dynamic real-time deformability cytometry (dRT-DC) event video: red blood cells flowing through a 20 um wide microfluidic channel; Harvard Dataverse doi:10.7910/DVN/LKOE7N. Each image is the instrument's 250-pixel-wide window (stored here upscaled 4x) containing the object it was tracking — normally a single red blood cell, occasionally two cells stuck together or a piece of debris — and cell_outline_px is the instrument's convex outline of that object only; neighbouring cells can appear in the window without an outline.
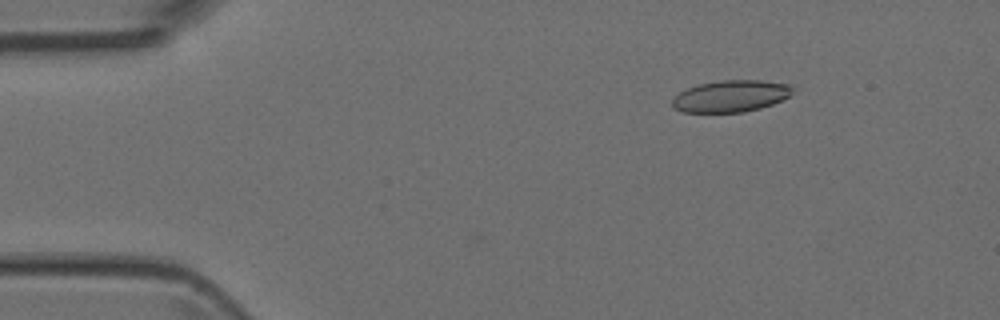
{"species": "Egyptian fruit bat (a non-hibernating species)", "species_latin": "Rousettus aegyptiacus", "temperature_condition": "room temperature", "stored_images_in_passage": 47, "camera_frame_rate_fps": 3000, "um_per_image_px": 0.085, "animal": {"sex": "female"}, "frame": {"image": 1, "passage_image": 3, "time_ms": 0.667, "image_size_px": [1000, 320], "cell_outline_px": [[792, 92], [788, 96], [772, 104], [760, 108], [744, 112], [684, 112], [672, 108], [672, 100], [680, 92], [688, 88], [700, 84], [720, 80], [760, 80], [788, 84], [792, 88]], "centroid_in_image_um": [62.09, 8.17], "position_along_channel_um": 22.9, "area_um2": 22.02}}
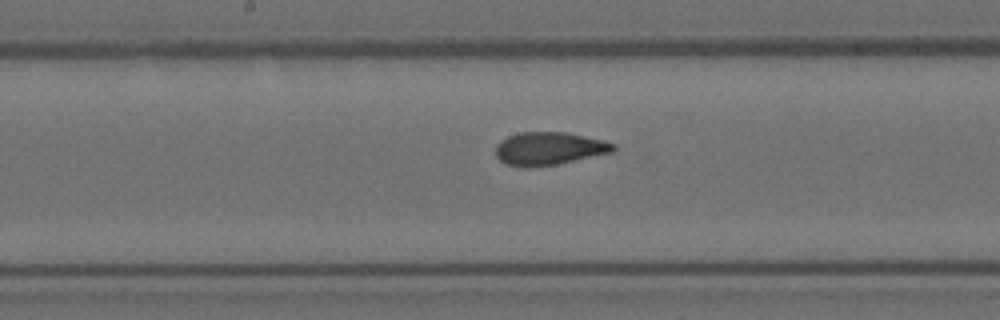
{"frame": {"image": 2, "passage_image": 22, "time_ms": 7.0, "image_size_px": [1000, 320], "cell_outline_px": [[616, 148], [612, 152], [556, 164], [528, 168], [524, 168], [504, 164], [496, 156], [496, 144], [500, 140], [508, 136], [520, 132], [568, 132], [604, 140], [616, 144]], "centroid_in_image_um": [46.64, 12.62], "position_along_channel_um": 201.6, "area_um2": 22.77}}
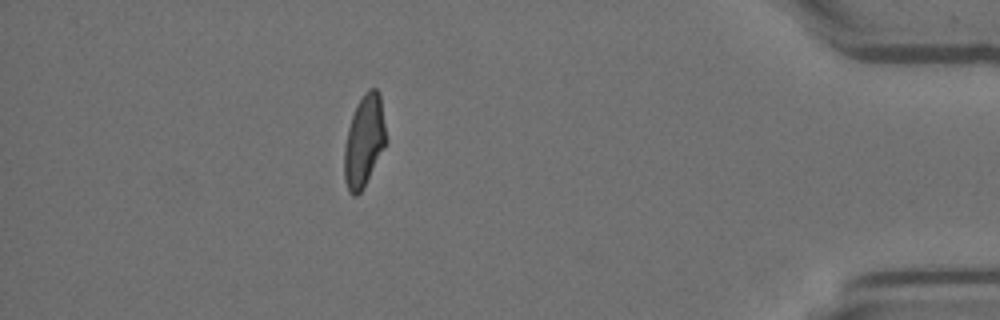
{"frame": {"image": 3, "passage_image": 41, "time_ms": 13.333, "image_size_px": [1000, 320], "cell_outline_px": [[388, 144], [360, 192], [356, 196], [352, 196], [348, 192], [344, 180], [344, 144], [348, 128], [356, 104], [364, 92], [368, 88], [376, 88], [380, 92], [388, 140]], "centroid_in_image_um": [30.97, 11.96], "position_along_channel_um": 404.2, "area_um2": 22.95}}